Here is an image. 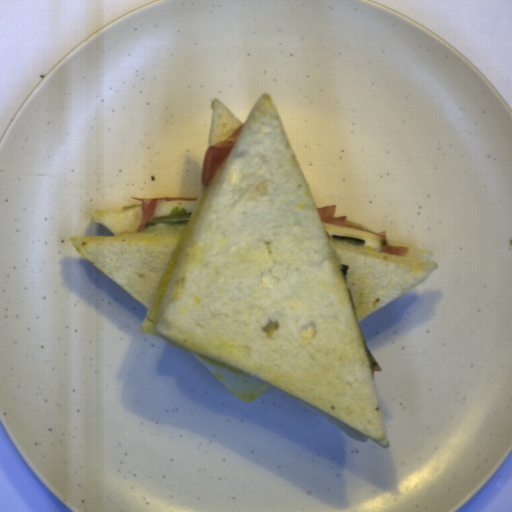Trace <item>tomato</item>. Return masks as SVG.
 <instances>
[{
    "label": "tomato",
    "instance_id": "tomato-1",
    "mask_svg": "<svg viewBox=\"0 0 512 512\" xmlns=\"http://www.w3.org/2000/svg\"><path fill=\"white\" fill-rule=\"evenodd\" d=\"M245 123L239 126L232 134L210 145L204 154L201 185H208L215 177L218 169L232 152L235 144L241 136Z\"/></svg>",
    "mask_w": 512,
    "mask_h": 512
}]
</instances>
